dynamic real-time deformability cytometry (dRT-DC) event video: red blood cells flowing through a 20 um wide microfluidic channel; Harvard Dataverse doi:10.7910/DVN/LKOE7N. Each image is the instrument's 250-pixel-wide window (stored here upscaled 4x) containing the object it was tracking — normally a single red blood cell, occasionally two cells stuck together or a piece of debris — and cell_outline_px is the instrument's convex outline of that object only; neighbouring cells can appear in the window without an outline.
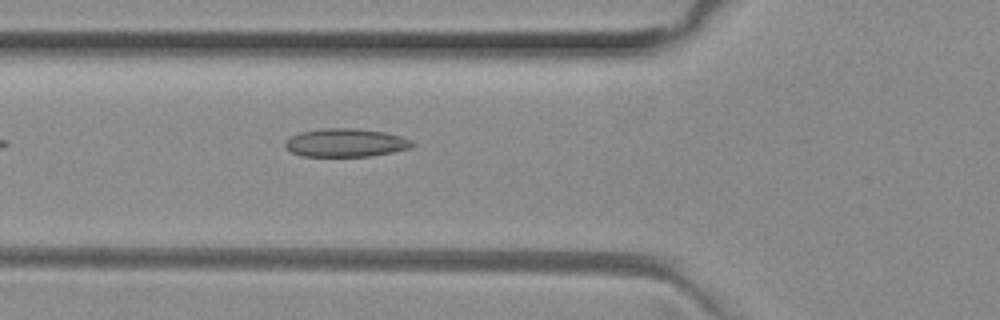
{"species": "common noctule bat (a hibernating species)", "species_latin": "Nyctalus noctula", "temperature_condition": "room temperature", "stored_images_in_passage": 36, "camera_frame_rate_fps": 3000, "um_per_image_px": 0.085, "animal": {"sex": "female", "body_mass_g": 29.2, "forearm_length_mm": 56.3}, "frame": {"image": 1, "passage_image": 3, "time_ms": 0.667, "image_size_px": [1000, 320], "cell_outline_px": [[416, 144], [408, 148], [392, 152], [372, 156], [300, 156], [284, 148], [284, 140], [300, 132], [320, 128], [352, 128], [384, 132], [400, 136], [412, 140]], "centroid_in_image_um": [29.34, 12.13], "position_along_channel_um": 96.5, "area_um2": 21.04}}
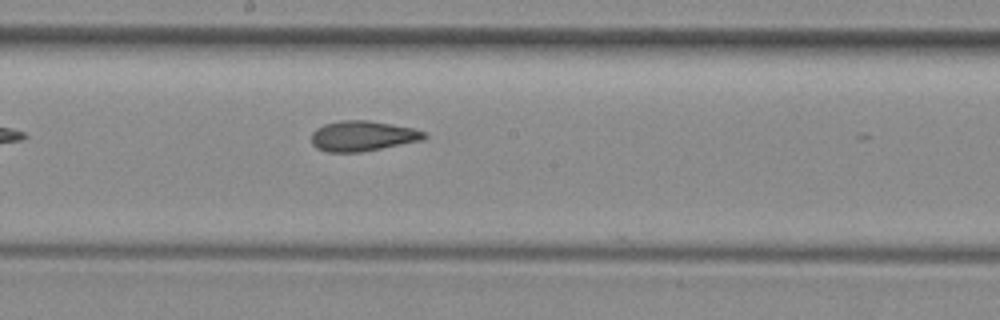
{"frame": {"image": 2, "passage_image": 12, "time_ms": 3.667, "image_size_px": [1000, 320], "cell_outline_px": [[428, 136], [424, 140], [360, 152], [328, 152], [316, 148], [312, 144], [312, 132], [316, 128], [324, 124], [340, 120], [368, 120], [412, 128], [424, 132]], "centroid_in_image_um": [30.8, 11.56], "position_along_channel_um": 217.4, "area_um2": 19.88}}
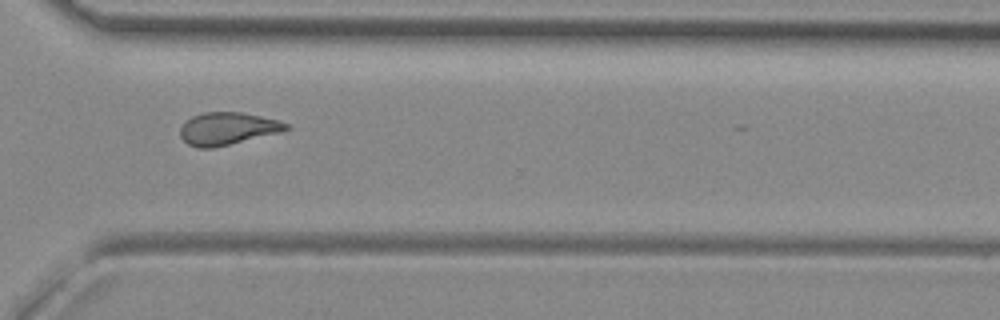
{"frame": {"image": 3, "passage_image": 22, "time_ms": 7.0, "image_size_px": [1000, 320], "cell_outline_px": [[288, 128], [280, 132], [212, 148], [196, 148], [188, 144], [180, 136], [180, 128], [192, 116], [204, 112], [240, 112], [260, 116], [276, 120], [288, 124]], "centroid_in_image_um": [19.29, 10.93], "position_along_channel_um": 351.3, "area_um2": 19.65}, "authors_computed_cell_mechanics": {"area_um2": 19.9699, "velocity_mm_per_s": 4.013, "shape_relaxation_time_tau1_ms": null, "shape_relaxation_time_tau2_ms": 2.1016, "deformation_change_tau1": null, "deformation_change_tau2": 0.0953}}